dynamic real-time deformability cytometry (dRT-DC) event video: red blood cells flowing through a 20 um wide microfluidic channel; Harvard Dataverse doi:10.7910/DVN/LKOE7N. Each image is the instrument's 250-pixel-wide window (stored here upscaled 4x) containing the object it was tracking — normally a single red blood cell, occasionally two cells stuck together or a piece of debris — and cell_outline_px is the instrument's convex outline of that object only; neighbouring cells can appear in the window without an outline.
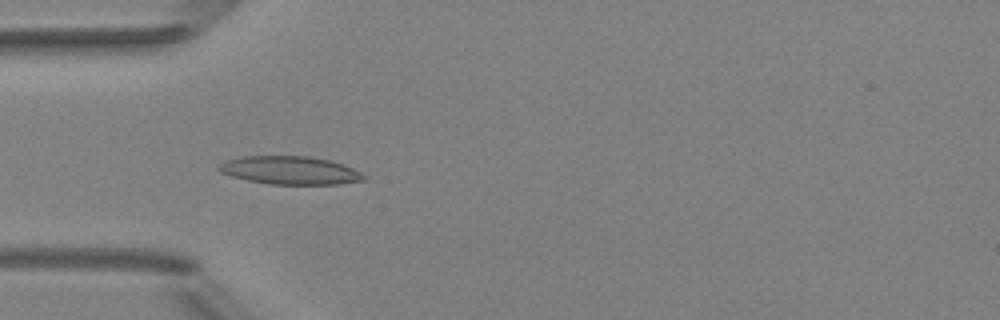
{"species": "Egyptian fruit bat (a non-hibernating species)", "species_latin": "Rousettus aegyptiacus", "temperature_condition": "room temperature", "stored_images_in_passage": 5, "camera_frame_rate_fps": 3000, "um_per_image_px": 0.085, "animal": {"sex": "female"}, "frame": {"image": 1, "passage_image": 4, "time_ms": 3.667, "image_size_px": [1000, 320], "cell_outline_px": [[368, 176], [364, 180], [340, 184], [268, 184], [248, 180], [232, 176], [220, 172], [216, 168], [224, 160], [240, 156], [308, 156], [328, 160], [352, 168]], "centroid_in_image_um": [24.62, 14.48], "position_along_channel_um": 60.4, "area_um2": 23.76}}
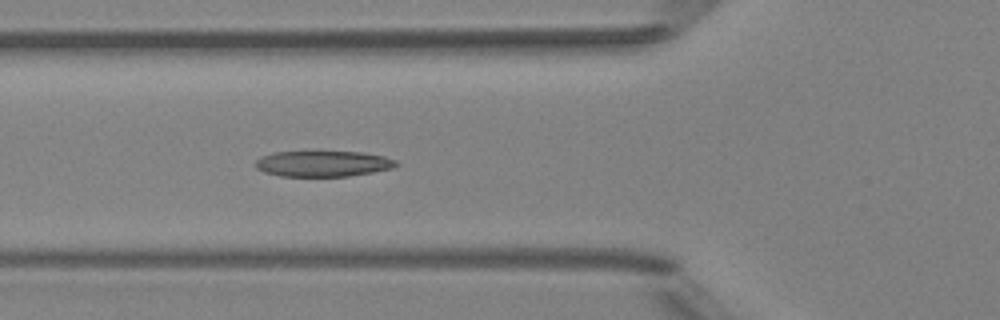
{"frame": {"image": 2, "passage_image": 5, "time_ms": 4.667, "image_size_px": [1000, 320], "cell_outline_px": [[400, 164], [392, 168], [372, 172], [348, 176], [280, 176], [264, 172], [256, 168], [256, 160], [260, 156], [272, 152], [364, 152], [384, 156], [396, 160]], "centroid_in_image_um": [27.45, 13.91], "position_along_channel_um": 98.3, "area_um2": 21.15}}